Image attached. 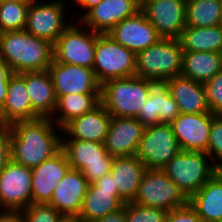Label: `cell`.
I'll list each match as a JSON object with an SVG mask.
<instances>
[{
  "instance_id": "6da1fadb",
  "label": "cell",
  "mask_w": 222,
  "mask_h": 222,
  "mask_svg": "<svg viewBox=\"0 0 222 222\" xmlns=\"http://www.w3.org/2000/svg\"><path fill=\"white\" fill-rule=\"evenodd\" d=\"M9 127L12 162L32 169L62 150V128L50 118L17 121Z\"/></svg>"
},
{
  "instance_id": "7a4b0ae2",
  "label": "cell",
  "mask_w": 222,
  "mask_h": 222,
  "mask_svg": "<svg viewBox=\"0 0 222 222\" xmlns=\"http://www.w3.org/2000/svg\"><path fill=\"white\" fill-rule=\"evenodd\" d=\"M0 58L13 73L48 70L54 60L53 44L26 30L2 32Z\"/></svg>"
},
{
  "instance_id": "3957f363",
  "label": "cell",
  "mask_w": 222,
  "mask_h": 222,
  "mask_svg": "<svg viewBox=\"0 0 222 222\" xmlns=\"http://www.w3.org/2000/svg\"><path fill=\"white\" fill-rule=\"evenodd\" d=\"M155 83L136 75L108 80L100 85V104L111 116L137 118Z\"/></svg>"
},
{
  "instance_id": "277c9868",
  "label": "cell",
  "mask_w": 222,
  "mask_h": 222,
  "mask_svg": "<svg viewBox=\"0 0 222 222\" xmlns=\"http://www.w3.org/2000/svg\"><path fill=\"white\" fill-rule=\"evenodd\" d=\"M183 49L179 39L161 38L136 54V76L164 83L182 72Z\"/></svg>"
},
{
  "instance_id": "5b68a950",
  "label": "cell",
  "mask_w": 222,
  "mask_h": 222,
  "mask_svg": "<svg viewBox=\"0 0 222 222\" xmlns=\"http://www.w3.org/2000/svg\"><path fill=\"white\" fill-rule=\"evenodd\" d=\"M211 162L206 152L180 150L162 170L190 199L218 172V168Z\"/></svg>"
},
{
  "instance_id": "8992f818",
  "label": "cell",
  "mask_w": 222,
  "mask_h": 222,
  "mask_svg": "<svg viewBox=\"0 0 222 222\" xmlns=\"http://www.w3.org/2000/svg\"><path fill=\"white\" fill-rule=\"evenodd\" d=\"M92 69L100 85L111 79L135 76L136 54L115 41L109 34L99 33Z\"/></svg>"
},
{
  "instance_id": "52a82bcc",
  "label": "cell",
  "mask_w": 222,
  "mask_h": 222,
  "mask_svg": "<svg viewBox=\"0 0 222 222\" xmlns=\"http://www.w3.org/2000/svg\"><path fill=\"white\" fill-rule=\"evenodd\" d=\"M85 28L77 18L72 20L53 44L55 62L93 68L96 38L99 33Z\"/></svg>"
},
{
  "instance_id": "ba28073f",
  "label": "cell",
  "mask_w": 222,
  "mask_h": 222,
  "mask_svg": "<svg viewBox=\"0 0 222 222\" xmlns=\"http://www.w3.org/2000/svg\"><path fill=\"white\" fill-rule=\"evenodd\" d=\"M62 151L71 168L81 171L89 183L110 173L114 157L107 153L104 143L70 139L62 135Z\"/></svg>"
},
{
  "instance_id": "9c48e42d",
  "label": "cell",
  "mask_w": 222,
  "mask_h": 222,
  "mask_svg": "<svg viewBox=\"0 0 222 222\" xmlns=\"http://www.w3.org/2000/svg\"><path fill=\"white\" fill-rule=\"evenodd\" d=\"M189 199L162 169H146L141 178L134 204L163 209L167 212L186 205Z\"/></svg>"
},
{
  "instance_id": "30bf717a",
  "label": "cell",
  "mask_w": 222,
  "mask_h": 222,
  "mask_svg": "<svg viewBox=\"0 0 222 222\" xmlns=\"http://www.w3.org/2000/svg\"><path fill=\"white\" fill-rule=\"evenodd\" d=\"M40 2V3H39ZM65 0H32L30 2L25 29L28 33L48 40L52 44L72 23L67 13ZM66 16V17H65ZM68 21V22H67Z\"/></svg>"
},
{
  "instance_id": "8fae6325",
  "label": "cell",
  "mask_w": 222,
  "mask_h": 222,
  "mask_svg": "<svg viewBox=\"0 0 222 222\" xmlns=\"http://www.w3.org/2000/svg\"><path fill=\"white\" fill-rule=\"evenodd\" d=\"M170 124H156L144 129L136 156L146 169H162L180 151Z\"/></svg>"
},
{
  "instance_id": "7c38bea8",
  "label": "cell",
  "mask_w": 222,
  "mask_h": 222,
  "mask_svg": "<svg viewBox=\"0 0 222 222\" xmlns=\"http://www.w3.org/2000/svg\"><path fill=\"white\" fill-rule=\"evenodd\" d=\"M31 203V169L10 160L0 171V210L22 211Z\"/></svg>"
},
{
  "instance_id": "4fadbf2b",
  "label": "cell",
  "mask_w": 222,
  "mask_h": 222,
  "mask_svg": "<svg viewBox=\"0 0 222 222\" xmlns=\"http://www.w3.org/2000/svg\"><path fill=\"white\" fill-rule=\"evenodd\" d=\"M140 10L162 38L181 37L186 27V0H141Z\"/></svg>"
},
{
  "instance_id": "5bb4252c",
  "label": "cell",
  "mask_w": 222,
  "mask_h": 222,
  "mask_svg": "<svg viewBox=\"0 0 222 222\" xmlns=\"http://www.w3.org/2000/svg\"><path fill=\"white\" fill-rule=\"evenodd\" d=\"M48 71L51 74L56 97L69 94H100L93 69L53 60Z\"/></svg>"
},
{
  "instance_id": "9a60e30c",
  "label": "cell",
  "mask_w": 222,
  "mask_h": 222,
  "mask_svg": "<svg viewBox=\"0 0 222 222\" xmlns=\"http://www.w3.org/2000/svg\"><path fill=\"white\" fill-rule=\"evenodd\" d=\"M211 124L212 113H180L170 126L181 150L207 152Z\"/></svg>"
},
{
  "instance_id": "2e32d148",
  "label": "cell",
  "mask_w": 222,
  "mask_h": 222,
  "mask_svg": "<svg viewBox=\"0 0 222 222\" xmlns=\"http://www.w3.org/2000/svg\"><path fill=\"white\" fill-rule=\"evenodd\" d=\"M107 34L135 54L154 45L162 38L141 10L122 20Z\"/></svg>"
},
{
  "instance_id": "e0dca14e",
  "label": "cell",
  "mask_w": 222,
  "mask_h": 222,
  "mask_svg": "<svg viewBox=\"0 0 222 222\" xmlns=\"http://www.w3.org/2000/svg\"><path fill=\"white\" fill-rule=\"evenodd\" d=\"M140 8L141 0H101L79 22L94 32L108 33L122 20L135 15Z\"/></svg>"
},
{
  "instance_id": "ac0fdd59",
  "label": "cell",
  "mask_w": 222,
  "mask_h": 222,
  "mask_svg": "<svg viewBox=\"0 0 222 222\" xmlns=\"http://www.w3.org/2000/svg\"><path fill=\"white\" fill-rule=\"evenodd\" d=\"M144 129L137 118L111 116L104 142L107 153L114 158L136 155Z\"/></svg>"
},
{
  "instance_id": "d6986e66",
  "label": "cell",
  "mask_w": 222,
  "mask_h": 222,
  "mask_svg": "<svg viewBox=\"0 0 222 222\" xmlns=\"http://www.w3.org/2000/svg\"><path fill=\"white\" fill-rule=\"evenodd\" d=\"M70 169L71 165L62 150L51 159L32 168V203L48 204L54 189Z\"/></svg>"
},
{
  "instance_id": "ffe728a7",
  "label": "cell",
  "mask_w": 222,
  "mask_h": 222,
  "mask_svg": "<svg viewBox=\"0 0 222 222\" xmlns=\"http://www.w3.org/2000/svg\"><path fill=\"white\" fill-rule=\"evenodd\" d=\"M89 184L81 171L71 168L54 189L48 204L62 215L79 216Z\"/></svg>"
},
{
  "instance_id": "44dd1931",
  "label": "cell",
  "mask_w": 222,
  "mask_h": 222,
  "mask_svg": "<svg viewBox=\"0 0 222 222\" xmlns=\"http://www.w3.org/2000/svg\"><path fill=\"white\" fill-rule=\"evenodd\" d=\"M180 114L165 83H155L147 100L139 109L137 119L145 126L170 124Z\"/></svg>"
},
{
  "instance_id": "7402d4cb",
  "label": "cell",
  "mask_w": 222,
  "mask_h": 222,
  "mask_svg": "<svg viewBox=\"0 0 222 222\" xmlns=\"http://www.w3.org/2000/svg\"><path fill=\"white\" fill-rule=\"evenodd\" d=\"M111 121V114L99 104L92 111L73 118L62 128V135L70 139L104 143Z\"/></svg>"
},
{
  "instance_id": "603a6c76",
  "label": "cell",
  "mask_w": 222,
  "mask_h": 222,
  "mask_svg": "<svg viewBox=\"0 0 222 222\" xmlns=\"http://www.w3.org/2000/svg\"><path fill=\"white\" fill-rule=\"evenodd\" d=\"M23 73H13L8 82L6 100L0 111V124L11 125L17 121L35 120Z\"/></svg>"
},
{
  "instance_id": "cb8c5ba5",
  "label": "cell",
  "mask_w": 222,
  "mask_h": 222,
  "mask_svg": "<svg viewBox=\"0 0 222 222\" xmlns=\"http://www.w3.org/2000/svg\"><path fill=\"white\" fill-rule=\"evenodd\" d=\"M32 110L39 118H51L57 104L54 84L48 70L24 72Z\"/></svg>"
},
{
  "instance_id": "d4e9b609",
  "label": "cell",
  "mask_w": 222,
  "mask_h": 222,
  "mask_svg": "<svg viewBox=\"0 0 222 222\" xmlns=\"http://www.w3.org/2000/svg\"><path fill=\"white\" fill-rule=\"evenodd\" d=\"M178 105L180 113H211L206 101L204 84L184 76H175L164 82Z\"/></svg>"
},
{
  "instance_id": "484cf974",
  "label": "cell",
  "mask_w": 222,
  "mask_h": 222,
  "mask_svg": "<svg viewBox=\"0 0 222 222\" xmlns=\"http://www.w3.org/2000/svg\"><path fill=\"white\" fill-rule=\"evenodd\" d=\"M145 170V164L136 155L113 158L110 174L124 203L135 199Z\"/></svg>"
},
{
  "instance_id": "4316f807",
  "label": "cell",
  "mask_w": 222,
  "mask_h": 222,
  "mask_svg": "<svg viewBox=\"0 0 222 222\" xmlns=\"http://www.w3.org/2000/svg\"><path fill=\"white\" fill-rule=\"evenodd\" d=\"M124 204L118 190L100 189L90 183L78 217L82 222H93L121 209Z\"/></svg>"
},
{
  "instance_id": "83f0119b",
  "label": "cell",
  "mask_w": 222,
  "mask_h": 222,
  "mask_svg": "<svg viewBox=\"0 0 222 222\" xmlns=\"http://www.w3.org/2000/svg\"><path fill=\"white\" fill-rule=\"evenodd\" d=\"M203 222H222V175L217 172L190 199Z\"/></svg>"
},
{
  "instance_id": "f1b7e54d",
  "label": "cell",
  "mask_w": 222,
  "mask_h": 222,
  "mask_svg": "<svg viewBox=\"0 0 222 222\" xmlns=\"http://www.w3.org/2000/svg\"><path fill=\"white\" fill-rule=\"evenodd\" d=\"M221 70L220 53L183 51L181 76L204 84Z\"/></svg>"
},
{
  "instance_id": "f546056e",
  "label": "cell",
  "mask_w": 222,
  "mask_h": 222,
  "mask_svg": "<svg viewBox=\"0 0 222 222\" xmlns=\"http://www.w3.org/2000/svg\"><path fill=\"white\" fill-rule=\"evenodd\" d=\"M100 104V94H69L57 98L56 109L50 118L63 128L73 118L92 111Z\"/></svg>"
},
{
  "instance_id": "4dcf8cb0",
  "label": "cell",
  "mask_w": 222,
  "mask_h": 222,
  "mask_svg": "<svg viewBox=\"0 0 222 222\" xmlns=\"http://www.w3.org/2000/svg\"><path fill=\"white\" fill-rule=\"evenodd\" d=\"M183 51L222 52V24L211 27L186 26L179 38Z\"/></svg>"
},
{
  "instance_id": "1f68e13d",
  "label": "cell",
  "mask_w": 222,
  "mask_h": 222,
  "mask_svg": "<svg viewBox=\"0 0 222 222\" xmlns=\"http://www.w3.org/2000/svg\"><path fill=\"white\" fill-rule=\"evenodd\" d=\"M186 26L211 27L222 24L220 0H187Z\"/></svg>"
},
{
  "instance_id": "d6a6232c",
  "label": "cell",
  "mask_w": 222,
  "mask_h": 222,
  "mask_svg": "<svg viewBox=\"0 0 222 222\" xmlns=\"http://www.w3.org/2000/svg\"><path fill=\"white\" fill-rule=\"evenodd\" d=\"M31 1H0V33L25 29Z\"/></svg>"
},
{
  "instance_id": "836d02e7",
  "label": "cell",
  "mask_w": 222,
  "mask_h": 222,
  "mask_svg": "<svg viewBox=\"0 0 222 222\" xmlns=\"http://www.w3.org/2000/svg\"><path fill=\"white\" fill-rule=\"evenodd\" d=\"M126 222H165L167 211L146 207L133 202L125 203Z\"/></svg>"
},
{
  "instance_id": "e575fe53",
  "label": "cell",
  "mask_w": 222,
  "mask_h": 222,
  "mask_svg": "<svg viewBox=\"0 0 222 222\" xmlns=\"http://www.w3.org/2000/svg\"><path fill=\"white\" fill-rule=\"evenodd\" d=\"M212 163L219 169L222 166V115L212 114L210 137L207 152Z\"/></svg>"
},
{
  "instance_id": "d590c367",
  "label": "cell",
  "mask_w": 222,
  "mask_h": 222,
  "mask_svg": "<svg viewBox=\"0 0 222 222\" xmlns=\"http://www.w3.org/2000/svg\"><path fill=\"white\" fill-rule=\"evenodd\" d=\"M21 212L25 222H58L63 216L53 206L45 203H31Z\"/></svg>"
},
{
  "instance_id": "8d00e7d4",
  "label": "cell",
  "mask_w": 222,
  "mask_h": 222,
  "mask_svg": "<svg viewBox=\"0 0 222 222\" xmlns=\"http://www.w3.org/2000/svg\"><path fill=\"white\" fill-rule=\"evenodd\" d=\"M209 110L214 115H222V70L204 83Z\"/></svg>"
},
{
  "instance_id": "74e56055",
  "label": "cell",
  "mask_w": 222,
  "mask_h": 222,
  "mask_svg": "<svg viewBox=\"0 0 222 222\" xmlns=\"http://www.w3.org/2000/svg\"><path fill=\"white\" fill-rule=\"evenodd\" d=\"M165 222H203L195 208L188 202L186 205L172 209L167 213Z\"/></svg>"
},
{
  "instance_id": "f35d334b",
  "label": "cell",
  "mask_w": 222,
  "mask_h": 222,
  "mask_svg": "<svg viewBox=\"0 0 222 222\" xmlns=\"http://www.w3.org/2000/svg\"><path fill=\"white\" fill-rule=\"evenodd\" d=\"M10 160V127L0 124V171Z\"/></svg>"
},
{
  "instance_id": "ab89813d",
  "label": "cell",
  "mask_w": 222,
  "mask_h": 222,
  "mask_svg": "<svg viewBox=\"0 0 222 222\" xmlns=\"http://www.w3.org/2000/svg\"><path fill=\"white\" fill-rule=\"evenodd\" d=\"M12 74L11 68L0 58V111L6 100L8 82Z\"/></svg>"
},
{
  "instance_id": "60d3db41",
  "label": "cell",
  "mask_w": 222,
  "mask_h": 222,
  "mask_svg": "<svg viewBox=\"0 0 222 222\" xmlns=\"http://www.w3.org/2000/svg\"><path fill=\"white\" fill-rule=\"evenodd\" d=\"M0 222H25L21 211L0 210Z\"/></svg>"
},
{
  "instance_id": "b9f144b4",
  "label": "cell",
  "mask_w": 222,
  "mask_h": 222,
  "mask_svg": "<svg viewBox=\"0 0 222 222\" xmlns=\"http://www.w3.org/2000/svg\"><path fill=\"white\" fill-rule=\"evenodd\" d=\"M93 222H126L124 205L121 209L112 212L103 218L97 219Z\"/></svg>"
},
{
  "instance_id": "7bdbcfd3",
  "label": "cell",
  "mask_w": 222,
  "mask_h": 222,
  "mask_svg": "<svg viewBox=\"0 0 222 222\" xmlns=\"http://www.w3.org/2000/svg\"><path fill=\"white\" fill-rule=\"evenodd\" d=\"M93 183L100 189L118 190L114 183V177L110 173L105 174L102 178L97 179Z\"/></svg>"
},
{
  "instance_id": "ee69618b",
  "label": "cell",
  "mask_w": 222,
  "mask_h": 222,
  "mask_svg": "<svg viewBox=\"0 0 222 222\" xmlns=\"http://www.w3.org/2000/svg\"><path fill=\"white\" fill-rule=\"evenodd\" d=\"M72 2L78 6L77 9L83 8V10L81 9L77 13V14H79V19H78V21H79L91 8L98 5L101 2V0H72ZM84 10H86V11H84ZM81 11H84L83 14Z\"/></svg>"
},
{
  "instance_id": "f6af8a7d",
  "label": "cell",
  "mask_w": 222,
  "mask_h": 222,
  "mask_svg": "<svg viewBox=\"0 0 222 222\" xmlns=\"http://www.w3.org/2000/svg\"><path fill=\"white\" fill-rule=\"evenodd\" d=\"M58 222H82L78 216L63 215Z\"/></svg>"
},
{
  "instance_id": "bcb514c9",
  "label": "cell",
  "mask_w": 222,
  "mask_h": 222,
  "mask_svg": "<svg viewBox=\"0 0 222 222\" xmlns=\"http://www.w3.org/2000/svg\"><path fill=\"white\" fill-rule=\"evenodd\" d=\"M0 1H32V0H0Z\"/></svg>"
},
{
  "instance_id": "7dc6e473",
  "label": "cell",
  "mask_w": 222,
  "mask_h": 222,
  "mask_svg": "<svg viewBox=\"0 0 222 222\" xmlns=\"http://www.w3.org/2000/svg\"><path fill=\"white\" fill-rule=\"evenodd\" d=\"M218 172L222 175V166L218 169Z\"/></svg>"
}]
</instances>
